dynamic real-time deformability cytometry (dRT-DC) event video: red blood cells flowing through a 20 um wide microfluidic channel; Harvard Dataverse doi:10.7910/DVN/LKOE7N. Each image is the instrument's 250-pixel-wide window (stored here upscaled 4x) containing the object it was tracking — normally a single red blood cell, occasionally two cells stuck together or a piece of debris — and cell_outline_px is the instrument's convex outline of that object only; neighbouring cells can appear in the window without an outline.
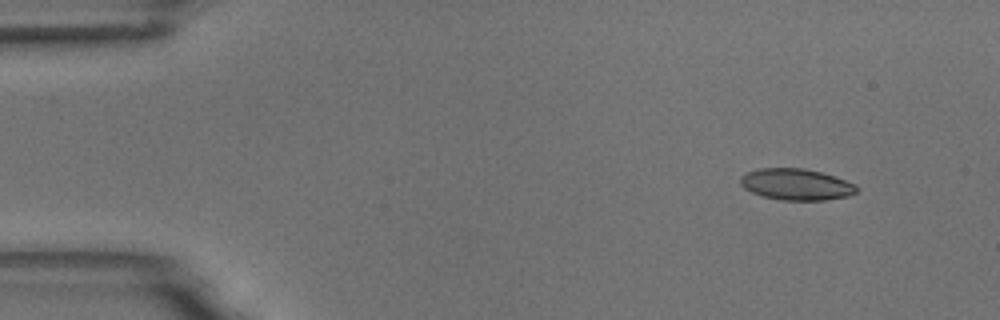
{"species": "common noctule bat (a hibernating species)", "species_latin": "Nyctalus noctula", "temperature_condition": "room temperature", "stored_images_in_passage": 4, "camera_frame_rate_fps": 3000, "um_per_image_px": 0.085, "animal": {"sex": "male", "body_mass_g": 18.8}, "frame": {"image": 1, "passage_image": 1, "time_ms": 0.0, "image_size_px": [1000, 320], "cell_outline_px": [[860, 188], [856, 192], [848, 196], [824, 200], [780, 200], [764, 196], [752, 192], [744, 188], [740, 184], [740, 176], [744, 172], [760, 168], [804, 168], [820, 172], [856, 184]], "centroid_in_image_um": [67.66, 15.67], "position_along_channel_um": 17.3, "area_um2": 21.27}}
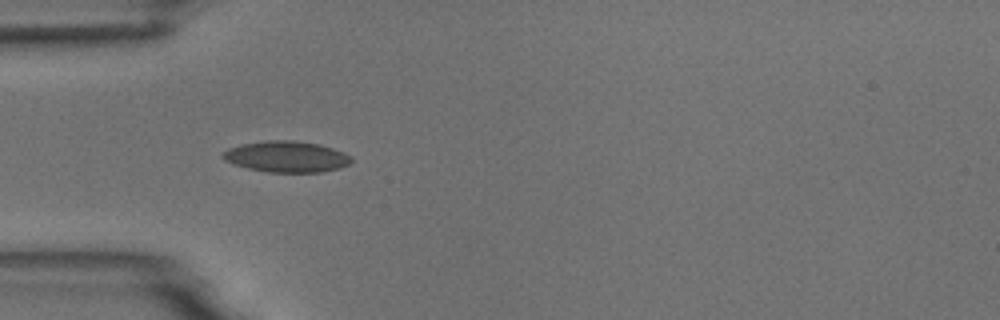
{"frame": {"image": 2, "passage_image": 4, "time_ms": 3.667, "image_size_px": [1000, 320], "cell_outline_px": [[352, 160], [348, 164], [340, 168], [320, 172], [268, 172], [248, 168], [224, 160], [220, 156], [228, 148], [240, 144], [268, 140], [292, 140], [320, 144], [344, 152], [352, 156]], "centroid_in_image_um": [24.36, 13.31], "position_along_channel_um": 60.6, "area_um2": 23.29}}